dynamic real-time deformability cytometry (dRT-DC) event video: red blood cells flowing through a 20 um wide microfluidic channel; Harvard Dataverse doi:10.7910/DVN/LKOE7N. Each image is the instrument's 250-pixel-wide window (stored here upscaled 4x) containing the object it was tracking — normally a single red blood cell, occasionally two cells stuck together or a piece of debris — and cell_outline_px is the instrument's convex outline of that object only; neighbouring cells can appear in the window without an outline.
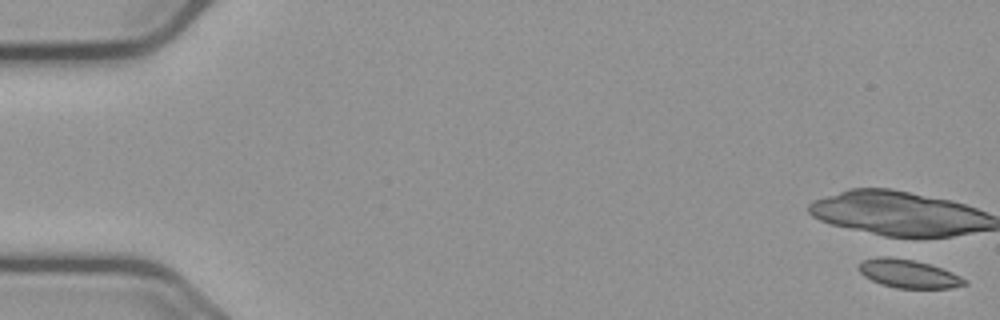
{"species": "common noctule bat (a hibernating species)", "species_latin": "Nyctalus noctula", "temperature_condition": "cold", "stored_images_in_passage": 21, "camera_frame_rate_fps": 3000, "um_per_image_px": 0.085, "animal": {"sex": "male", "body_mass_g": 23.1, "forearm_length_mm": 52.7}, "frame": {"image": 1, "passage_image": 1, "time_ms": 0.0, "image_size_px": [1000, 320], "cell_outline_px": [[968, 284], [952, 288], [896, 288], [880, 284], [864, 276], [860, 272], [860, 264], [864, 260], [880, 256], [888, 256], [912, 260], [928, 264], [952, 272], [968, 280]], "centroid_in_image_um": [77.25, 23.28], "position_along_channel_um": 7.8, "area_um2": 17.34}}